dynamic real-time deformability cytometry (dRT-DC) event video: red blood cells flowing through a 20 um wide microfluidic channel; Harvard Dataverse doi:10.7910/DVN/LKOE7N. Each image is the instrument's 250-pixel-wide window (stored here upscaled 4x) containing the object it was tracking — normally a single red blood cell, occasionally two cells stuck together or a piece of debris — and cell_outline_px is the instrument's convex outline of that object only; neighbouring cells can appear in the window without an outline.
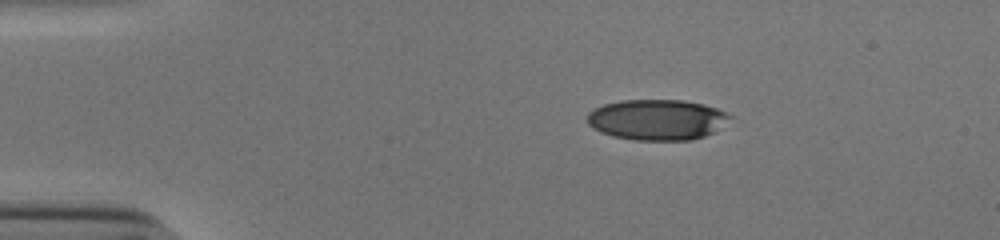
{"species": "human", "species_latin": "Homo sapiens", "temperature_condition": "cold", "stored_images_in_passage": 44, "camera_frame_rate_fps": 3000, "um_per_image_px": 0.085, "donor": {"sex": "male"}, "frame": {"image": 1, "passage_image": 1, "time_ms": 0.0, "image_size_px": [1000, 240], "cell_outline_px": [[736, 116], [712, 132], [704, 136], [692, 140], [636, 140], [612, 136], [600, 132], [592, 128], [588, 124], [588, 112], [604, 104], [620, 100], [684, 100], [704, 104], [716, 108]], "centroid_in_image_um": [55.86, 10.17], "position_along_channel_um": 29.1, "area_um2": 33.93}}
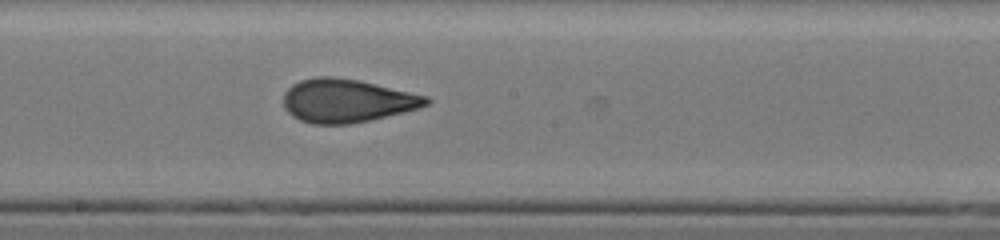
{"frame": {"image": 2, "passage_image": 21, "time_ms": 6.667, "image_size_px": [1000, 240], "cell_outline_px": [[432, 100], [428, 104], [420, 108], [404, 112], [368, 120], [348, 124], [312, 124], [300, 120], [292, 116], [284, 108], [284, 92], [292, 84], [300, 80], [316, 76], [332, 76], [360, 80], [428, 96]], "centroid_in_image_um": [29.48, 8.55], "position_along_channel_um": 218.7, "area_um2": 36.24}}
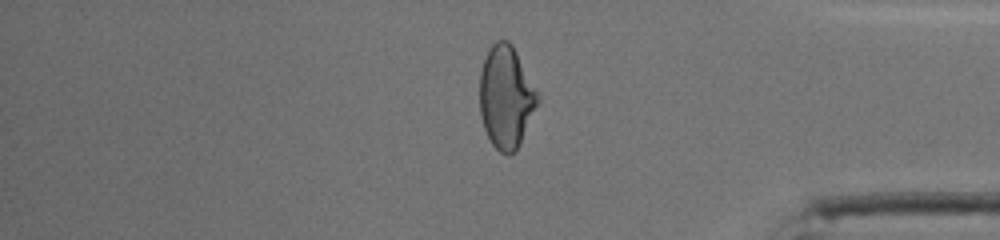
{"frame": {"image": 3, "passage_image": 36, "time_ms": 11.667, "image_size_px": [1000, 240], "cell_outline_px": [[540, 100], [520, 144], [516, 152], [508, 156], [500, 152], [492, 144], [484, 128], [480, 116], [480, 72], [484, 60], [492, 44], [496, 40], [508, 40], [512, 44], [540, 92]], "centroid_in_image_um": [43.05, 8.26], "position_along_channel_um": 392.2, "area_um2": 35.08}, "authors_computed_cell_mechanics": {"area_um2": 35.7782, "velocity_mm_per_s": 3.8766, "shape_relaxation_time_tau1_ms": 7.7579, "shape_relaxation_time_tau2_ms": 1.2099, "deformation_change_tau1": 0.2403, "deformation_change_tau2": 0.0842}}